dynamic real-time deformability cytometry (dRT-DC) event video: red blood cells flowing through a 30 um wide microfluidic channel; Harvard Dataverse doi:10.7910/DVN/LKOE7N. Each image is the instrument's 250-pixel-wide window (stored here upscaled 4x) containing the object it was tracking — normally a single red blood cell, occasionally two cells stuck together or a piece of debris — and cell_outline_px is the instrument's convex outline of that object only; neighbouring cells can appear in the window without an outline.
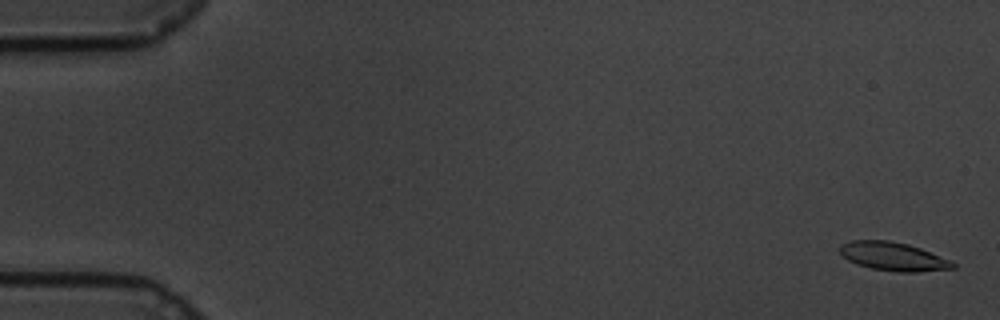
{"species": "common noctule bat (a hibernating species)", "species_latin": "Nyctalus noctula", "temperature_condition": "cold", "stored_images_in_passage": 60, "camera_frame_rate_fps": 3000, "um_per_image_px": 0.085, "animal": {"sex": "male", "body_mass_g": 19.5, "forearm_length_mm": 54.6}, "frame": {"image": 1, "passage_image": 2, "time_ms": 0.333, "image_size_px": [1000, 320], "cell_outline_px": [[956, 268], [916, 272], [896, 272], [872, 268], [856, 264], [848, 260], [840, 252], [840, 244], [852, 240], [888, 240], [908, 244], [920, 248], [952, 260], [956, 264]], "centroid_in_image_um": [75.95, 21.8], "position_along_channel_um": 9.1, "area_um2": 18.84}}
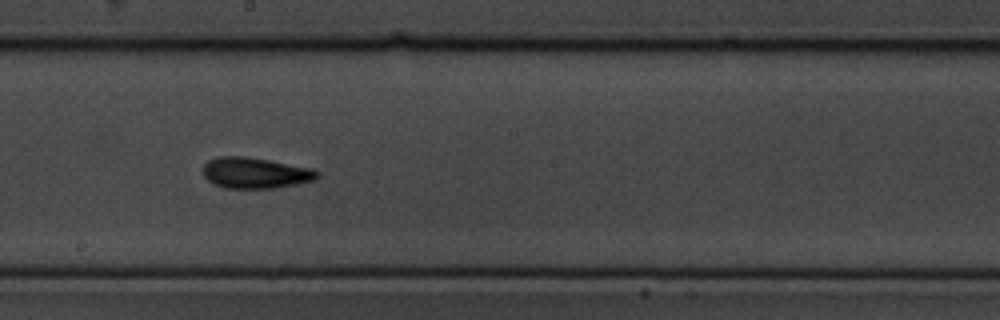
{"frame": {"image": 2, "passage_image": 34, "time_ms": 11.0, "image_size_px": [1000, 320], "cell_outline_px": [[320, 176], [316, 180], [296, 184], [272, 188], [224, 188], [212, 184], [204, 176], [200, 168], [208, 160], [216, 156], [244, 156], [268, 160], [312, 168], [320, 172]], "centroid_in_image_um": [21.66, 14.69], "position_along_channel_um": 226.5, "area_um2": 20.87}}
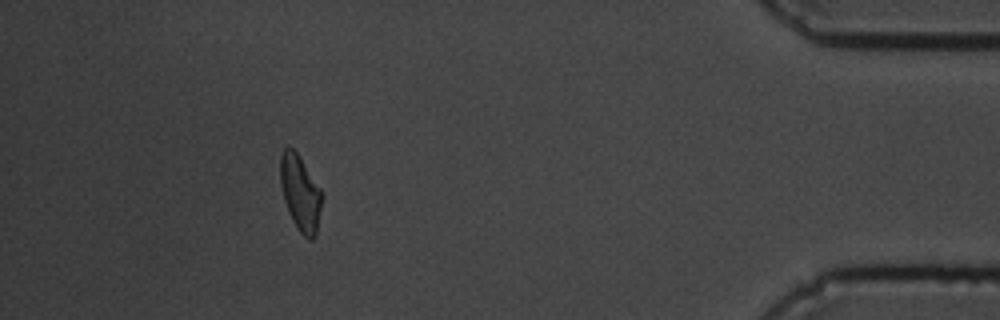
{"frame": {"image": 3, "passage_image": 55, "time_ms": 18.0, "image_size_px": [1000, 320], "cell_outline_px": [[324, 196], [316, 236], [312, 240], [308, 240], [296, 228], [288, 212], [284, 200], [280, 184], [280, 152], [288, 144], [296, 152], [320, 188]], "centroid_in_image_um": [25.53, 16.43], "position_along_channel_um": 409.7, "area_um2": 18.67}, "authors_computed_cell_mechanics": {"area_um2": 19.1607, "velocity_mm_per_s": 3.366, "shape_relaxation_time_tau1_ms": 3.7487, "shape_relaxation_time_tau2_ms": 2.1487, "deformation_change_tau1": 0.1412, "deformation_change_tau2": 0.0937}}